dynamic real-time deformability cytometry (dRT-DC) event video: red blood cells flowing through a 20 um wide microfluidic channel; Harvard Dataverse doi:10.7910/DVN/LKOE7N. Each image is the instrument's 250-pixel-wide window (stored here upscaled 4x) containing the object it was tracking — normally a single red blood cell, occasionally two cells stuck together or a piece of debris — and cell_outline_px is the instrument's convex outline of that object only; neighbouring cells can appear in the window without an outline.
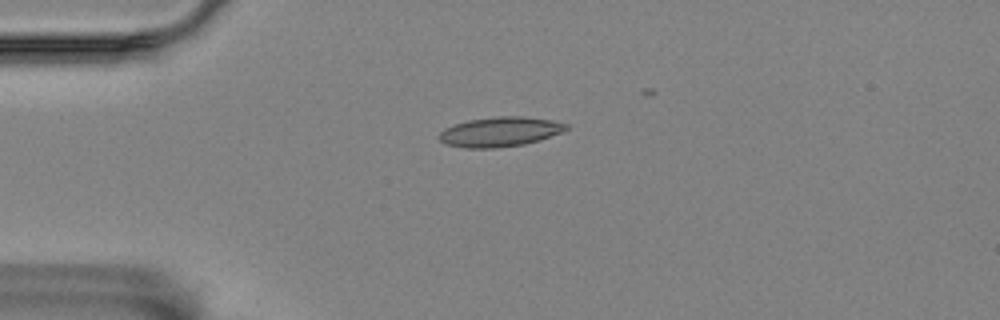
{"species": "Egyptian fruit bat (a non-hibernating species)", "species_latin": "Rousettus aegyptiacus", "temperature_condition": "room temperature", "stored_images_in_passage": 11, "camera_frame_rate_fps": 3000, "um_per_image_px": 0.085, "animal": {"sex": "female"}, "frame": {"image": 1, "passage_image": 1, "time_ms": 0.0, "image_size_px": [1000, 320], "cell_outline_px": [[568, 128], [564, 132], [540, 140], [524, 144], [492, 148], [464, 148], [444, 144], [436, 136], [444, 128], [468, 120], [496, 116], [524, 116], [552, 120], [568, 124]], "centroid_in_image_um": [42.49, 11.2], "position_along_channel_um": 42.5, "area_um2": 22.2}}
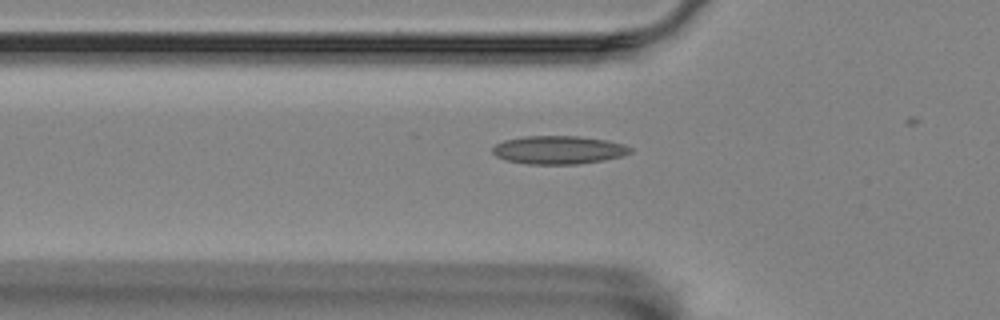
{"frame": {"image": 2, "passage_image": 6, "time_ms": 1.667, "image_size_px": [1000, 320], "cell_outline_px": [[632, 152], [624, 156], [604, 160], [580, 164], [528, 164], [508, 160], [496, 156], [492, 152], [492, 148], [496, 144], [504, 140], [524, 136], [580, 136], [608, 140], [624, 144], [632, 148]], "centroid_in_image_um": [47.52, 12.74], "position_along_channel_um": 78.3, "area_um2": 22.83}}
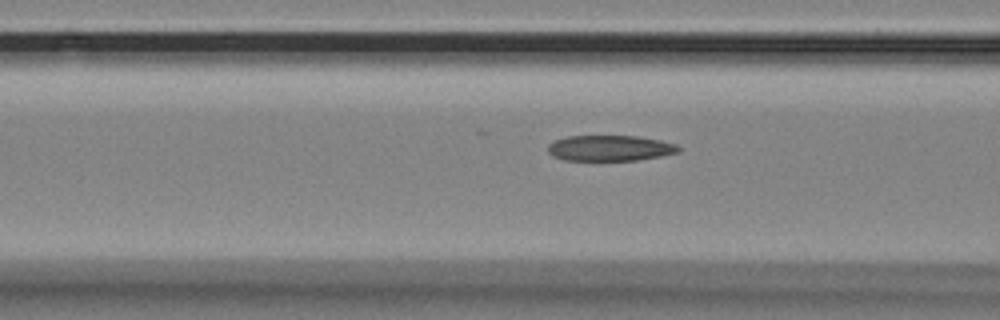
{"frame": {"image": 3, "passage_image": 9, "time_ms": 2.667, "image_size_px": [1000, 320], "cell_outline_px": [[680, 152], [660, 156], [636, 160], [564, 160], [552, 156], [548, 152], [548, 144], [556, 140], [568, 136], [636, 136], [660, 140], [676, 144], [680, 148]], "centroid_in_image_um": [51.84, 12.59], "position_along_channel_um": 114.8, "area_um2": 19.48}}